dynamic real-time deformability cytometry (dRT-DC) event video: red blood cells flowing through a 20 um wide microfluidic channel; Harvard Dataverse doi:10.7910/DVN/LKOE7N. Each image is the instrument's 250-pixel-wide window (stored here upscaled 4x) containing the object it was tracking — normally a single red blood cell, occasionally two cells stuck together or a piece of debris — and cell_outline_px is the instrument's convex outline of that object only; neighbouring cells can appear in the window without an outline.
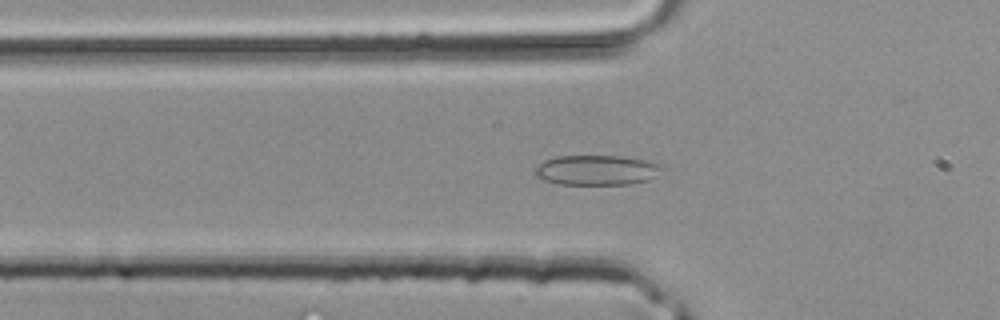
{"species": "common noctule bat (a hibernating species)", "species_latin": "Nyctalus noctula", "temperature_condition": "room temperature", "stored_images_in_passage": 31, "camera_frame_rate_fps": 3000, "um_per_image_px": 0.085, "animal": {"sex": "male", "body_mass_g": 20.4}, "frame": {"image": 1, "passage_image": 5, "time_ms": 1.333, "image_size_px": [1000, 320], "cell_outline_px": [[668, 168], [648, 180], [628, 184], [560, 184], [544, 180], [536, 176], [532, 172], [544, 160], [556, 156], [620, 156], [648, 160], [664, 164]], "centroid_in_image_um": [50.78, 14.45], "position_along_channel_um": 75.0, "area_um2": 22.48}}
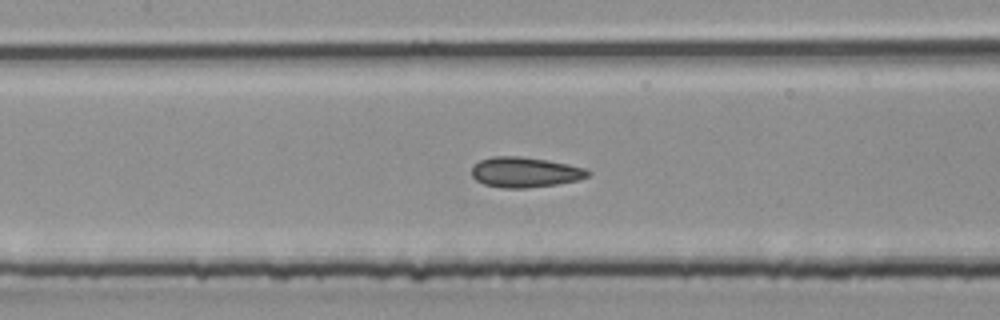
{"frame": {"image": 2, "passage_image": 10, "time_ms": 3.0, "image_size_px": [1000, 320], "cell_outline_px": [[592, 172], [588, 176], [580, 180], [556, 184], [528, 188], [500, 188], [484, 184], [476, 180], [472, 176], [472, 168], [480, 160], [492, 156], [520, 156], [548, 160], [568, 164], [584, 168]], "centroid_in_image_um": [44.63, 14.64], "position_along_channel_um": 162.8, "area_um2": 20.58}}
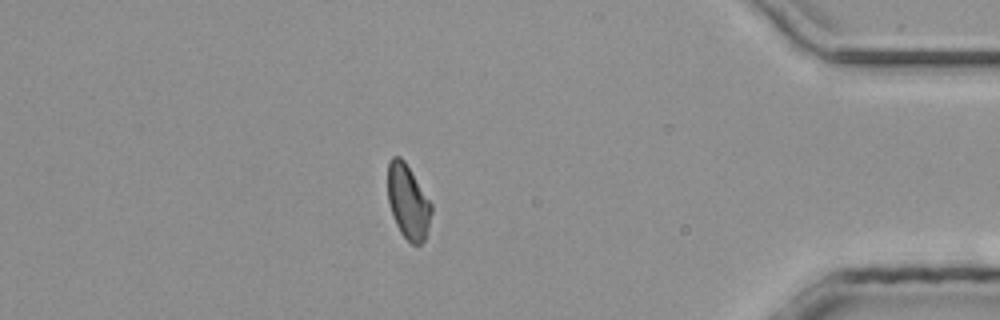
{"frame": {"image": 3, "passage_image": 26, "time_ms": 8.333, "image_size_px": [1000, 320], "cell_outline_px": [[432, 212], [428, 228], [424, 240], [416, 248], [400, 232], [396, 224], [388, 204], [388, 160], [392, 156], [400, 156], [404, 160], [432, 204]], "centroid_in_image_um": [34.67, 17.16], "position_along_channel_um": 400.5, "area_um2": 18.96}}